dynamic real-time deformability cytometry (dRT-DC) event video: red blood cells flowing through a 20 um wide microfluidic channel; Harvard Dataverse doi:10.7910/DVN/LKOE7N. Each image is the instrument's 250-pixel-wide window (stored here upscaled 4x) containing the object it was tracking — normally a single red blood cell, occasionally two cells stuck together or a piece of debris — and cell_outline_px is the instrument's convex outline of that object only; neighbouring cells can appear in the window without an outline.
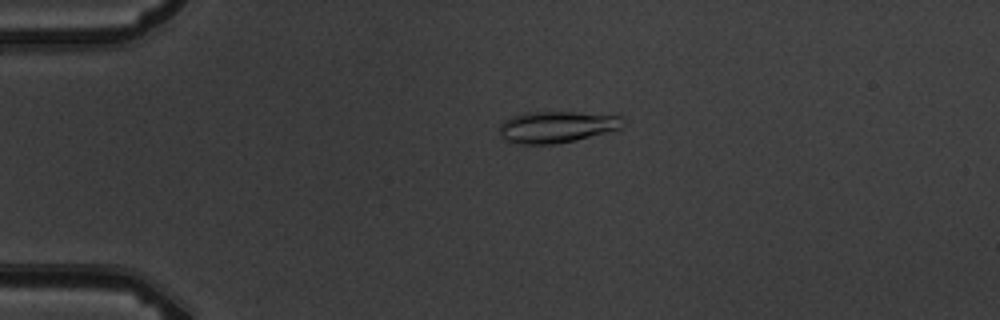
{"species": "common noctule bat (a hibernating species)", "species_latin": "Nyctalus noctula", "temperature_condition": "warm", "stored_images_in_passage": 5, "camera_frame_rate_fps": 3000, "um_per_image_px": 0.085, "animal": {"sex": "male", "body_mass_g": 19.5, "forearm_length_mm": 54.6}, "frame": {"image": 1, "passage_image": 4, "time_ms": 3.667, "image_size_px": [1000, 320], "cell_outline_px": [[620, 128], [576, 140], [556, 144], [516, 144], [504, 140], [500, 136], [500, 124], [504, 120], [512, 116], [528, 112], [620, 112]], "centroid_in_image_um": [47.33, 10.77], "position_along_channel_um": 37.7, "area_um2": 23.06}}